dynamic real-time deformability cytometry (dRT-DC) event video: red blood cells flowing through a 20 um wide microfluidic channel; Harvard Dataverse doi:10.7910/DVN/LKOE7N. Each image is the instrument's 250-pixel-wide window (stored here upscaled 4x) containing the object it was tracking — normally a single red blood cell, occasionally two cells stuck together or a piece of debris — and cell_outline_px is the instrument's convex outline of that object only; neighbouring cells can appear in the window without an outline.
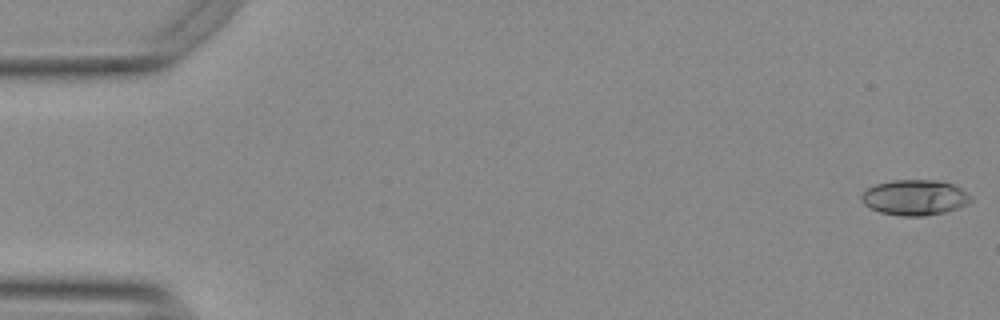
{"species": "Egyptian fruit bat (a non-hibernating species)", "species_latin": "Rousettus aegyptiacus", "temperature_condition": "warm", "stored_images_in_passage": 49, "camera_frame_rate_fps": 3000, "um_per_image_px": 0.085, "animal": {"sex": "female"}, "frame": {"image": 1, "passage_image": 1, "time_ms": 0.0, "image_size_px": [1000, 320], "cell_outline_px": [[972, 200], [968, 204], [944, 212], [924, 216], [904, 216], [880, 212], [864, 204], [860, 200], [860, 196], [868, 188], [876, 184], [892, 180], [936, 180], [952, 184], [960, 188], [972, 196]], "centroid_in_image_um": [77.76, 16.78], "position_along_channel_um": 7.2, "area_um2": 22.48}}
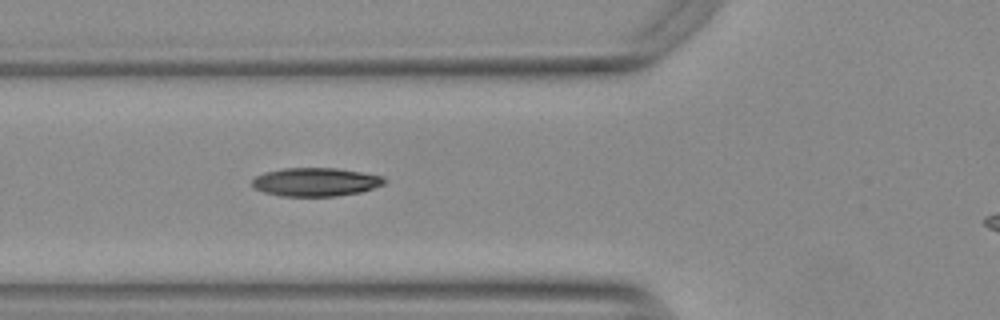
{"frame": {"image": 2, "passage_image": 20, "time_ms": 6.333, "image_size_px": [1000, 320], "cell_outline_px": [[388, 180], [384, 184], [360, 192], [336, 196], [280, 196], [264, 192], [256, 188], [252, 184], [252, 180], [256, 176], [264, 172], [284, 168], [336, 168], [384, 176]], "centroid_in_image_um": [26.84, 15.46], "position_along_channel_um": 99.0, "area_um2": 21.91}}
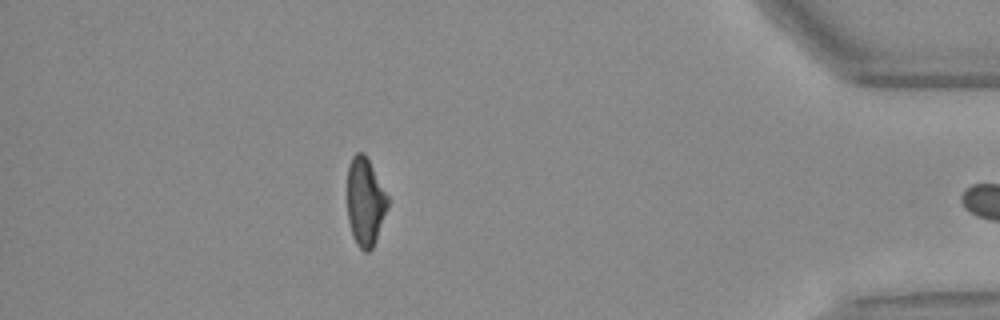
{"frame": {"image": 3, "passage_image": 48, "time_ms": 15.667, "image_size_px": [1000, 320], "cell_outline_px": [[388, 208], [372, 248], [368, 252], [364, 252], [356, 244], [352, 236], [348, 220], [348, 164], [352, 156], [356, 152], [364, 152], [388, 196]], "centroid_in_image_um": [31.03, 17.15], "position_along_channel_um": 404.2, "area_um2": 20.69}}